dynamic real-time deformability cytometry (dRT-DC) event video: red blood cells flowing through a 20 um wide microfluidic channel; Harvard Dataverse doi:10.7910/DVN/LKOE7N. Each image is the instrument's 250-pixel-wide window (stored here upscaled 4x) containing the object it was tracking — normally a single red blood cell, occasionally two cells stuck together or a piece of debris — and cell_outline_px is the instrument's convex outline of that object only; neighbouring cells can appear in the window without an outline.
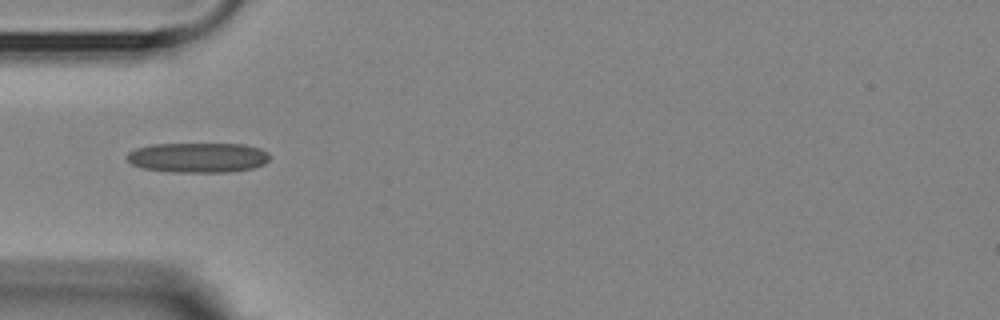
{"species": "Egyptian fruit bat (a non-hibernating species)", "species_latin": "Rousettus aegyptiacus", "temperature_condition": "room temperature", "stored_images_in_passage": 14, "camera_frame_rate_fps": 3000, "um_per_image_px": 0.085, "animal": {"sex": "female"}, "frame": {"image": 1, "passage_image": 4, "time_ms": 4.333, "image_size_px": [1000, 320], "cell_outline_px": [[268, 160], [264, 164], [252, 168], [228, 172], [172, 172], [140, 168], [132, 164], [124, 156], [128, 152], [136, 148], [152, 144], [244, 144], [260, 148], [268, 152]], "centroid_in_image_um": [16.79, 13.39], "position_along_channel_um": 68.2, "area_um2": 25.03}}
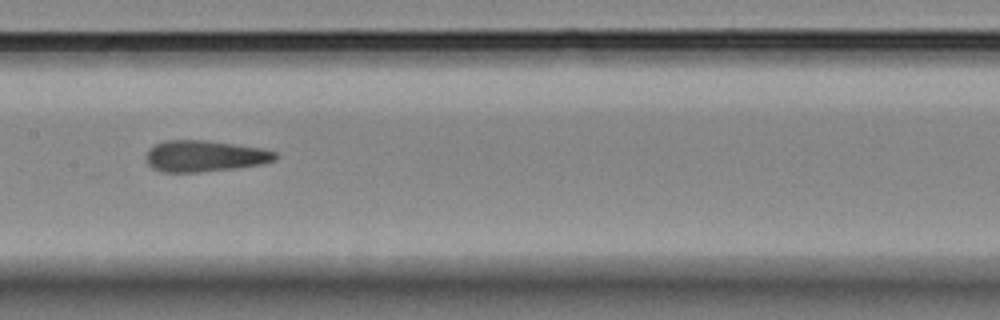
{"frame": {"image": 2, "passage_image": 7, "time_ms": 7.667, "image_size_px": [1000, 320], "cell_outline_px": [[280, 156], [276, 160], [260, 164], [236, 168], [200, 172], [160, 172], [152, 168], [148, 164], [144, 156], [148, 148], [164, 140], [208, 140], [260, 148], [276, 152]], "centroid_in_image_um": [17.36, 13.26], "position_along_channel_um": 190.0, "area_um2": 23.81}}
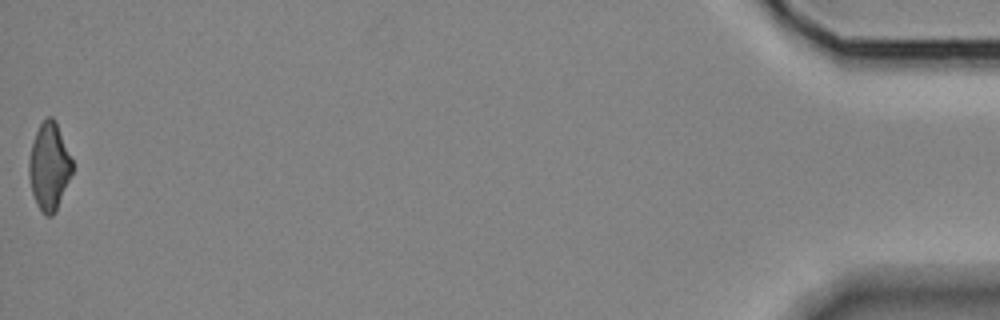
{"frame": {"image": 3, "passage_image": 14, "time_ms": 17.0, "image_size_px": [1000, 320], "cell_outline_px": [[72, 172], [56, 208], [52, 216], [44, 216], [36, 204], [32, 192], [28, 172], [28, 160], [32, 144], [36, 132], [40, 124], [48, 116], [52, 116], [56, 120], [72, 160]], "centroid_in_image_um": [4.16, 14.13], "position_along_channel_um": 431.0, "area_um2": 21.73}, "authors_computed_cell_mechanics": {"area_um2": 24.2471, "velocity_mm_per_s": 3.6298, "shape_relaxation_time_tau1_ms": null, "shape_relaxation_time_tau2_ms": 1.9274, "deformation_change_tau1": null, "deformation_change_tau2": 0.0968}}